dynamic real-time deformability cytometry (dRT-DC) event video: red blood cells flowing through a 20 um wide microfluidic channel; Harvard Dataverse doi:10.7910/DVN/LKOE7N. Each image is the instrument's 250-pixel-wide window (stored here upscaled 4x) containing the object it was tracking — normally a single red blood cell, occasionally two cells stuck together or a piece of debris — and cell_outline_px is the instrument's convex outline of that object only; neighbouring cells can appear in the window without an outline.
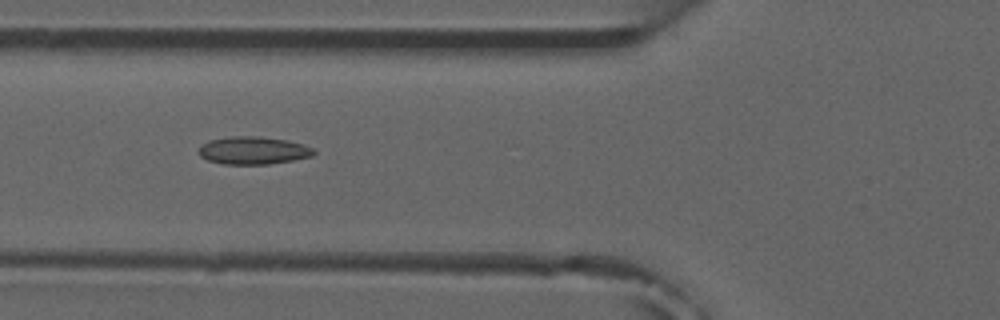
{"species": "common noctule bat (a hibernating species)", "species_latin": "Nyctalus noctula", "temperature_condition": "room temperature", "stored_images_in_passage": 7, "camera_frame_rate_fps": 3000, "um_per_image_px": 0.085, "animal": {"sex": "male", "forearm_length_mm": 52.5}, "frame": {"image": 1, "passage_image": 6, "time_ms": 5.667, "image_size_px": [1000, 320], "cell_outline_px": [[316, 152], [312, 156], [292, 160], [268, 164], [224, 164], [208, 160], [200, 156], [196, 152], [200, 144], [208, 140], [232, 136], [260, 136], [288, 140], [304, 144], [312, 148]], "centroid_in_image_um": [21.48, 12.78], "position_along_channel_um": 104.3, "area_um2": 18.79}}
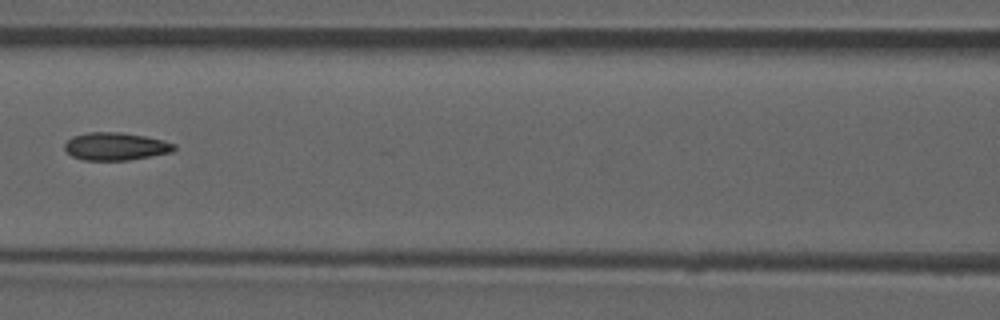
{"frame": {"image": 2, "passage_image": 7, "time_ms": 7.0, "image_size_px": [1000, 320], "cell_outline_px": [[176, 148], [172, 152], [128, 160], [84, 160], [72, 156], [64, 148], [64, 144], [72, 136], [88, 132], [120, 132], [144, 136], [164, 140], [176, 144]], "centroid_in_image_um": [9.83, 12.44], "position_along_channel_um": 156.8, "area_um2": 17.69}}